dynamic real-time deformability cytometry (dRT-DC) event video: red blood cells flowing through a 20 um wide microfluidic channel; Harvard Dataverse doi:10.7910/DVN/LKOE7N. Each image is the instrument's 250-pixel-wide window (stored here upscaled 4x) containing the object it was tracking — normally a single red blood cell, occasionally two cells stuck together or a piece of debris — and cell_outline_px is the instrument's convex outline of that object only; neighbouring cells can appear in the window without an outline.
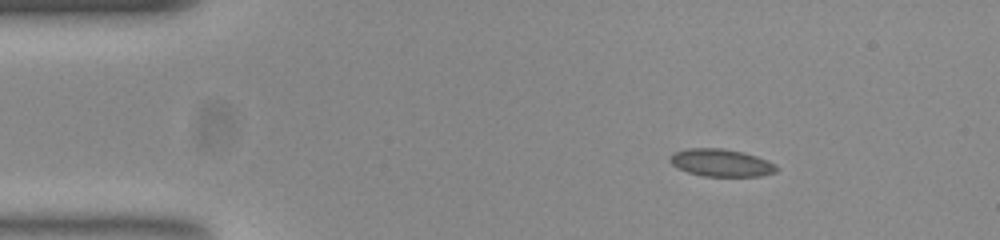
{"species": "common noctule bat (a hibernating species)", "species_latin": "Nyctalus noctula", "temperature_condition": "room temperature", "stored_images_in_passage": 46, "camera_frame_rate_fps": 3000, "um_per_image_px": 0.085, "animal": {"sex": "female", "body_mass_g": 23.0, "forearm_length_mm": 53.4}, "frame": {"image": 1, "passage_image": 1, "time_ms": 0.0, "image_size_px": [1000, 240], "cell_outline_px": [[780, 168], [776, 172], [760, 176], [704, 176], [688, 172], [672, 164], [668, 160], [668, 156], [676, 152], [688, 148], [720, 148], [744, 152], [768, 160], [776, 164]], "centroid_in_image_um": [61.33, 13.83], "position_along_channel_um": 23.7, "area_um2": 17.11}}
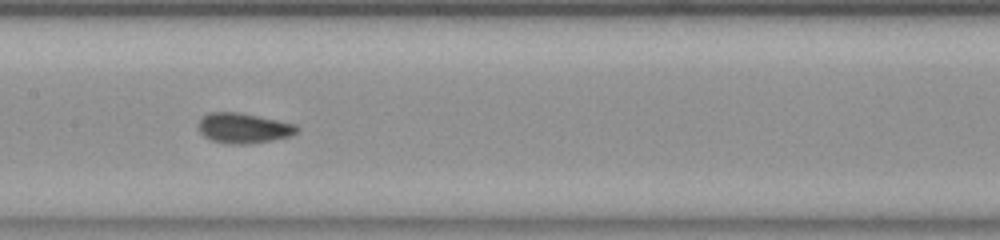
{"frame": {"image": 2, "passage_image": 19, "time_ms": 6.0, "image_size_px": [1000, 240], "cell_outline_px": [[300, 128], [296, 132], [288, 136], [272, 140], [248, 144], [228, 144], [212, 140], [204, 136], [200, 132], [200, 120], [208, 112], [240, 112], [296, 124]], "centroid_in_image_um": [20.71, 10.88], "position_along_channel_um": 186.7, "area_um2": 17.17}}
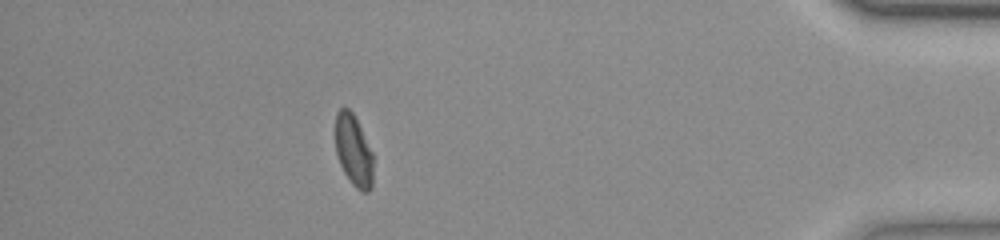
{"frame": {"image": 3, "passage_image": 40, "time_ms": 13.0, "image_size_px": [1000, 240], "cell_outline_px": [[372, 188], [368, 192], [360, 192], [352, 184], [344, 172], [340, 164], [336, 152], [336, 112], [340, 108], [348, 108], [352, 112], [372, 152]], "centroid_in_image_um": [30.05, 12.83], "position_along_channel_um": 405.2, "area_um2": 15.49}, "authors_computed_cell_mechanics": {"area_um2": 16.5019, "velocity_mm_per_s": 3.8694, "shape_relaxation_time_tau1_ms": 2.8391, "shape_relaxation_time_tau2_ms": 0.9871, "deformation_change_tau1": 0.1043, "deformation_change_tau2": 0.0471}}